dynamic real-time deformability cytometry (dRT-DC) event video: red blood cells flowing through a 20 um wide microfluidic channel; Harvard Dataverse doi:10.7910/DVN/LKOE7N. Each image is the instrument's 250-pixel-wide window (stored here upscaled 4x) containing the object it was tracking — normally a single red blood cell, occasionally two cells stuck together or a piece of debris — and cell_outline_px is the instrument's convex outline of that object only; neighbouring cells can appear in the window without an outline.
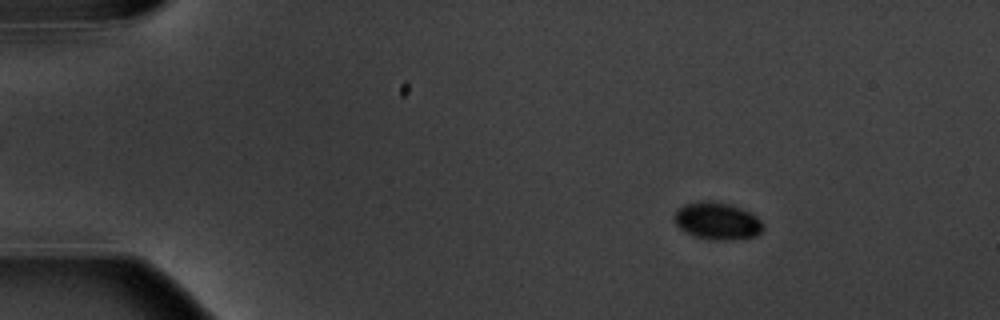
{"species": "common noctule bat (a hibernating species)", "species_latin": "Nyctalus noctula", "temperature_condition": "warm", "stored_images_in_passage": 10, "camera_frame_rate_fps": 3000, "um_per_image_px": 0.085, "animal": {"sex": "male", "body_mass_g": 20.1, "forearm_length_mm": 53.5}, "frame": {"image": 1, "passage_image": 2, "time_ms": 1.0, "image_size_px": [1000, 320], "cell_outline_px": [[764, 228], [756, 236], [724, 240], [712, 240], [696, 236], [680, 228], [676, 224], [672, 216], [676, 208], [684, 204], [712, 200], [728, 204], [740, 208], [756, 216], [764, 224]], "centroid_in_image_um": [60.94, 18.77], "position_along_channel_um": 24.1, "area_um2": 19.13}}
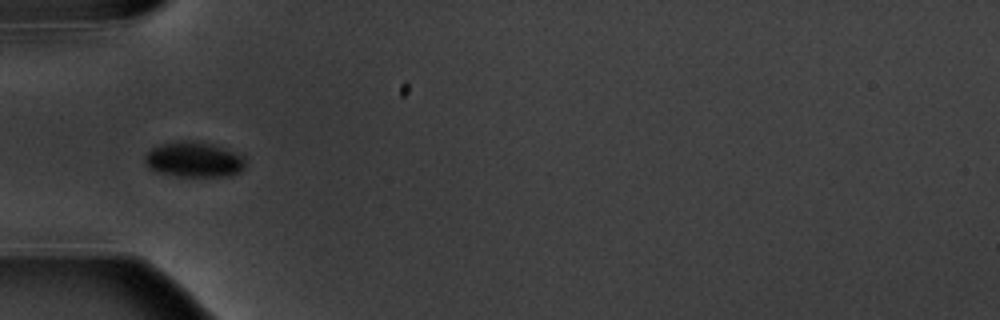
{"frame": {"image": 2, "passage_image": 5, "time_ms": 4.667, "image_size_px": [1000, 320], "cell_outline_px": [[244, 164], [240, 172], [232, 176], [176, 176], [156, 172], [148, 168], [144, 164], [144, 156], [152, 148], [164, 144], [180, 140], [192, 140], [212, 144], [224, 148], [240, 156], [244, 160]], "centroid_in_image_um": [16.42, 13.57], "position_along_channel_um": 68.6, "area_um2": 20.58}}
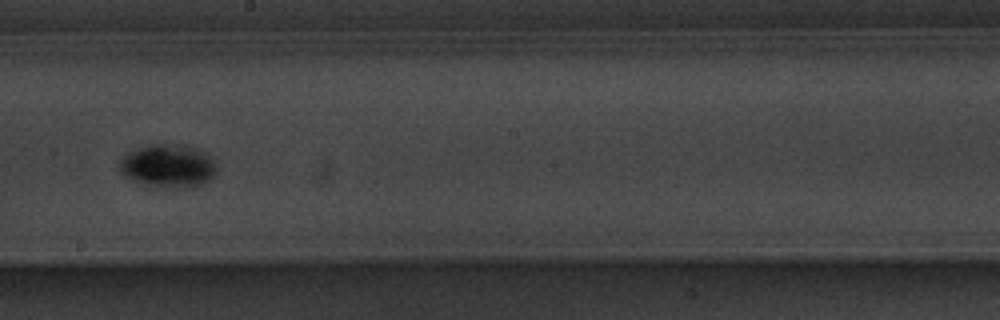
{"frame": {"image": 3, "passage_image": 9, "time_ms": 9.333, "image_size_px": [1000, 320], "cell_outline_px": [[216, 172], [212, 180], [196, 188], [152, 188], [140, 184], [124, 176], [120, 172], [116, 164], [128, 152], [136, 148], [156, 140], [164, 140], [200, 148], [216, 156]], "centroid_in_image_um": [14.32, 14.07], "position_along_channel_um": 233.9, "area_um2": 26.65}}